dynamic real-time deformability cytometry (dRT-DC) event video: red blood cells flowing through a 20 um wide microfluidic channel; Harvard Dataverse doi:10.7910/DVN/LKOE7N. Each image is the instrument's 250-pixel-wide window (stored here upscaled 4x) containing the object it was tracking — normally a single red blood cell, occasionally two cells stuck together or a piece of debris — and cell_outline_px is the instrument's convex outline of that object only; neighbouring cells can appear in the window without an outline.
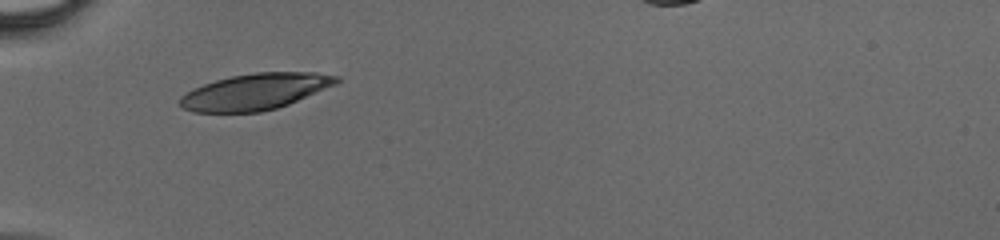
{"species": "human", "species_latin": "Homo sapiens", "temperature_condition": "cold", "stored_images_in_passage": 27, "camera_frame_rate_fps": 3000, "um_per_image_px": 0.085, "donor": {"sex": "male"}, "frame": {"image": 1, "passage_image": 1, "time_ms": 0.0, "image_size_px": [1000, 240], "cell_outline_px": [[340, 80], [336, 84], [288, 104], [276, 108], [260, 112], [192, 112], [184, 108], [180, 104], [180, 96], [204, 84], [216, 80], [232, 76], [256, 72], [316, 72], [340, 76]], "centroid_in_image_um": [21.72, 7.78], "position_along_channel_um": 63.3, "area_um2": 32.71}}
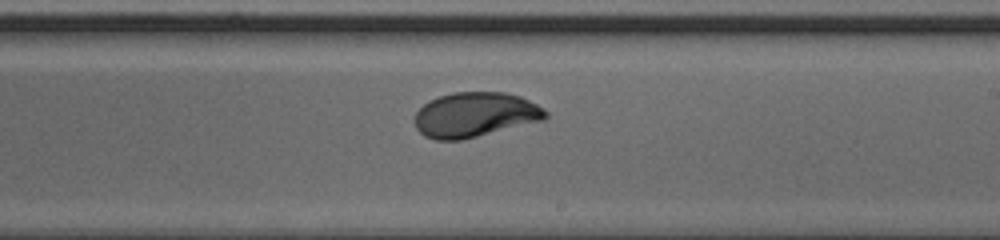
{"frame": {"image": 2, "passage_image": 14, "time_ms": 4.333, "image_size_px": [1000, 240], "cell_outline_px": [[548, 116], [544, 120], [464, 140], [436, 140], [424, 136], [416, 128], [416, 112], [428, 100], [452, 92], [504, 92], [520, 96], [544, 108], [548, 112]], "centroid_in_image_um": [40.39, 9.76], "position_along_channel_um": 248.6, "area_um2": 34.33}}
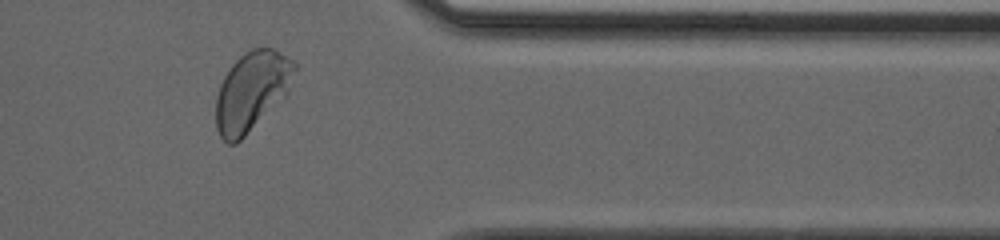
{"frame": {"image": 3, "passage_image": 24, "time_ms": 7.667, "image_size_px": [1000, 240], "cell_outline_px": [[296, 68], [288, 92], [236, 144], [228, 144], [220, 136], [216, 128], [216, 96], [220, 84], [224, 76], [232, 64], [240, 56], [252, 48], [272, 48], [292, 60], [296, 64]], "centroid_in_image_um": [21.37, 7.75], "position_along_channel_um": 390.0, "area_um2": 35.72}}